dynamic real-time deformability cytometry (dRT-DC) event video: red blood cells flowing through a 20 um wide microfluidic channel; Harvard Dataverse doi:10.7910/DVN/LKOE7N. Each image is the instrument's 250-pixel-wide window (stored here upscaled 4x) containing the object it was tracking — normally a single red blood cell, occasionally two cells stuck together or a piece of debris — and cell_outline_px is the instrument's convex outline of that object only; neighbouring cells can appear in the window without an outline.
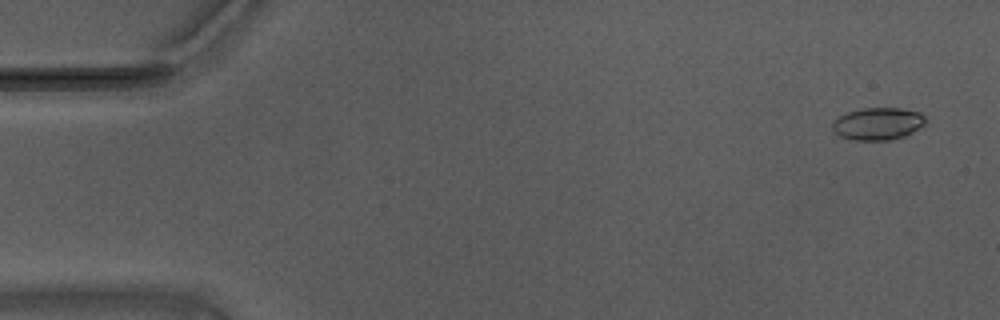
{"species": "Egyptian fruit bat (a non-hibernating species)", "species_latin": "Rousettus aegyptiacus", "temperature_condition": "warm", "stored_images_in_passage": 50, "camera_frame_rate_fps": 3000, "um_per_image_px": 0.085, "animal": {"sex": "male"}, "frame": {"image": 1, "passage_image": 3, "time_ms": 0.667, "image_size_px": [1000, 320], "cell_outline_px": [[928, 124], [904, 136], [888, 140], [856, 140], [840, 136], [832, 128], [832, 124], [840, 116], [848, 112], [864, 108], [900, 108], [920, 112], [924, 116]], "centroid_in_image_um": [74.68, 10.51], "position_along_channel_um": 10.3, "area_um2": 17.46}}
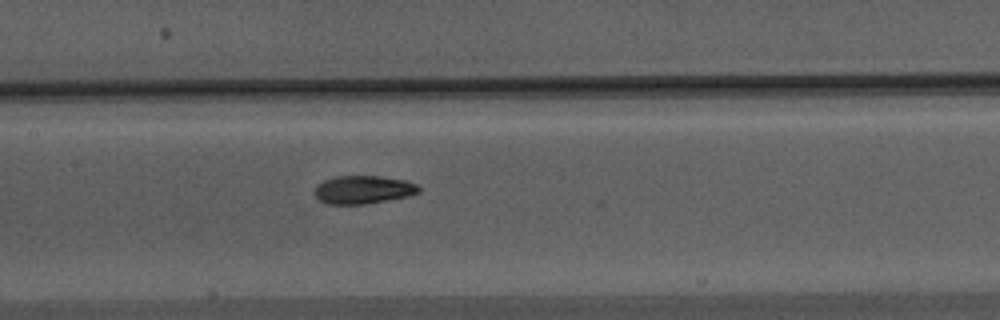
{"frame": {"image": 2, "passage_image": 27, "time_ms": 8.667, "image_size_px": [1000, 320], "cell_outline_px": [[420, 192], [408, 196], [364, 204], [324, 204], [312, 192], [316, 184], [324, 180], [336, 176], [380, 176], [404, 180], [416, 184], [420, 188]], "centroid_in_image_um": [30.82, 16.12], "position_along_channel_um": 176.6, "area_um2": 17.17}}
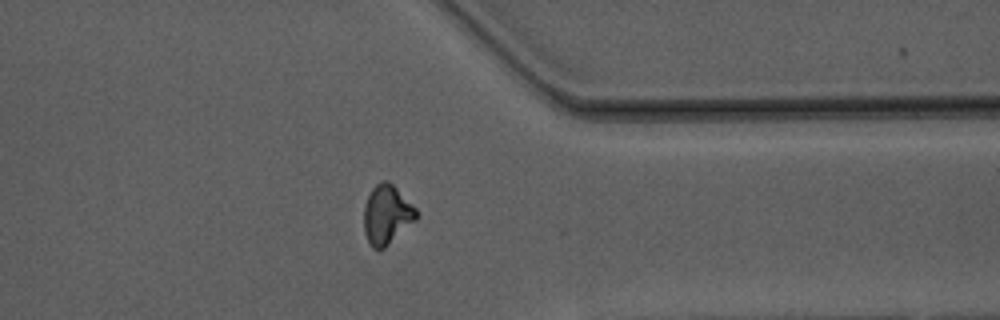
{"frame": {"image": 3, "passage_image": 44, "time_ms": 14.333, "image_size_px": [1000, 320], "cell_outline_px": [[420, 212], [416, 220], [384, 248], [372, 248], [364, 232], [364, 204], [372, 188], [376, 184], [384, 180], [388, 180]], "centroid_in_image_um": [32.88, 18.23], "position_along_channel_um": 378.5, "area_um2": 17.98}, "authors_computed_cell_mechanics": {"area_um2": 17.34, "velocity_mm_per_s": 3.7164, "shape_relaxation_time_tau1_ms": 4.7792, "shape_relaxation_time_tau2_ms": 3.178, "deformation_change_tau1": 0.1608, "deformation_change_tau2": 0.0988}}